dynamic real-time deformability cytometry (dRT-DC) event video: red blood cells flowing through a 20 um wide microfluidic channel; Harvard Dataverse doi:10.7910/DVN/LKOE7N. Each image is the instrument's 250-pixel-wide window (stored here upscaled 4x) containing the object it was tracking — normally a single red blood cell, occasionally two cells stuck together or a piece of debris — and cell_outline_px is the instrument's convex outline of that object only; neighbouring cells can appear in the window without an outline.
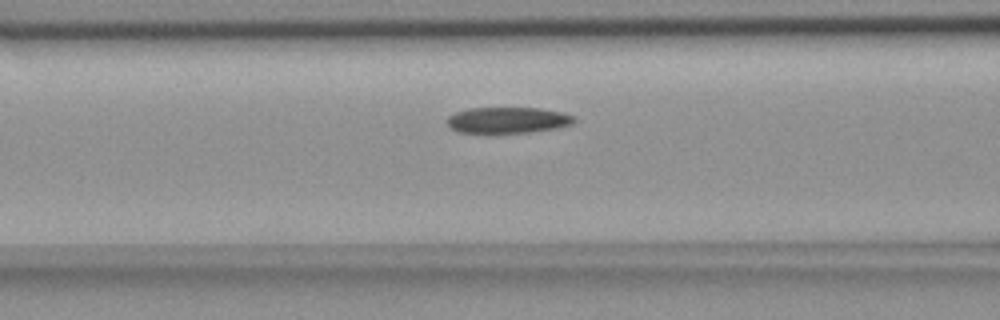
{"species": "common noctule bat (a hibernating species)", "species_latin": "Nyctalus noctula", "temperature_condition": "room temperature", "stored_images_in_passage": 35, "camera_frame_rate_fps": 3000, "um_per_image_px": 0.085, "animal": {"sex": "female", "body_mass_g": 18.4}, "frame": {"image": 1, "passage_image": 6, "time_ms": 1.667, "image_size_px": [1000, 320], "cell_outline_px": [[576, 120], [572, 124], [556, 128], [528, 132], [492, 136], [456, 132], [448, 128], [448, 116], [456, 112], [468, 108], [540, 108], [564, 112], [576, 116]], "centroid_in_image_um": [43.11, 10.26], "position_along_channel_um": 123.5, "area_um2": 20.35}}
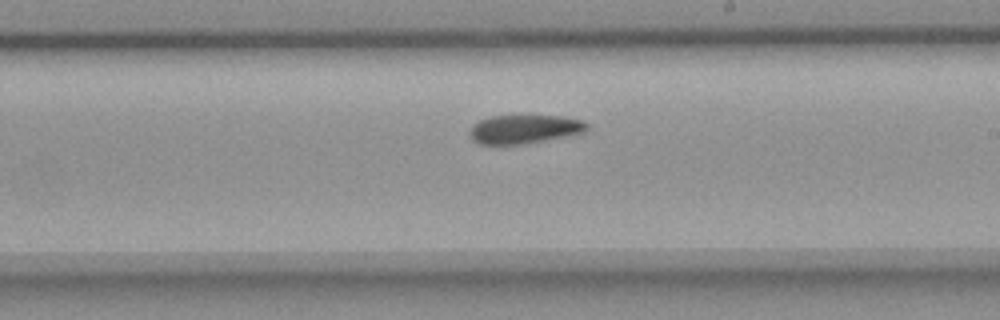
{"frame": {"image": 2, "passage_image": 16, "time_ms": 5.0, "image_size_px": [1000, 320], "cell_outline_px": [[588, 128], [584, 132], [520, 144], [476, 144], [472, 140], [468, 132], [472, 124], [480, 120], [492, 116], [564, 116], [584, 120], [588, 124]], "centroid_in_image_um": [44.52, 10.97], "position_along_channel_um": 244.5, "area_um2": 19.48}}
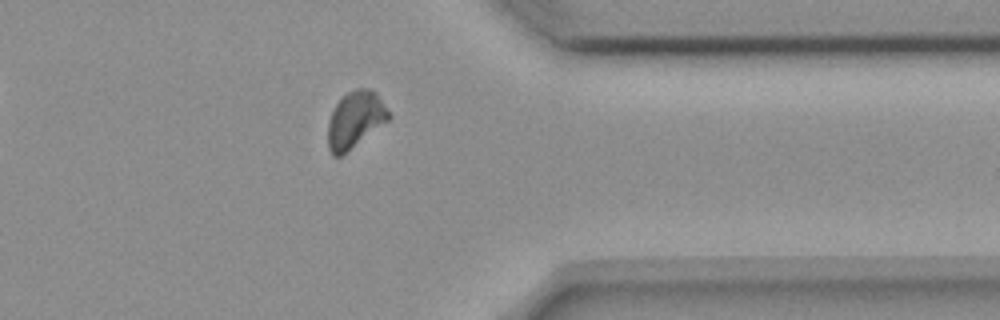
{"frame": {"image": 3, "passage_image": 28, "time_ms": 9.0, "image_size_px": [1000, 320], "cell_outline_px": [[392, 116], [388, 120], [340, 156], [332, 156], [328, 148], [328, 120], [336, 104], [348, 92], [356, 88], [368, 88], [376, 92]], "centroid_in_image_um": [30.18, 10.15], "position_along_channel_um": 381.2, "area_um2": 19.65}}